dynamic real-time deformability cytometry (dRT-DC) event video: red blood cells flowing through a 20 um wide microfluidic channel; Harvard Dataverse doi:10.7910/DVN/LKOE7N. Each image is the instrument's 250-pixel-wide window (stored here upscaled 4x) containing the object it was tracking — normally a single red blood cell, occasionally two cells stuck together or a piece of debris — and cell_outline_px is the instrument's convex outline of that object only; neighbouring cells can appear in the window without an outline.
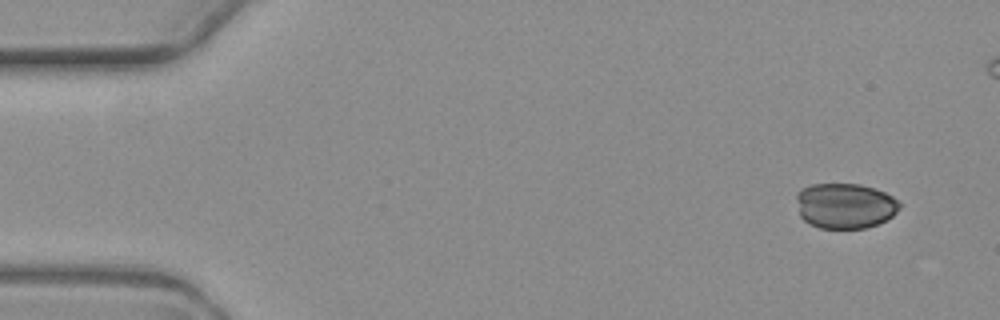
{"species": "common noctule bat (a hibernating species)", "species_latin": "Nyctalus noctula", "temperature_condition": "warm", "stored_images_in_passage": 3, "camera_frame_rate_fps": 3000, "um_per_image_px": 0.085, "animal": {"sex": "female", "body_mass_g": 19.3, "forearm_length_mm": 54.1}, "frame": {"image": 1, "passage_image": 3, "time_ms": 2.333, "image_size_px": [1000, 320], "cell_outline_px": [[900, 208], [892, 216], [876, 224], [864, 228], [820, 228], [808, 224], [800, 216], [796, 200], [796, 196], [804, 188], [812, 184], [860, 184], [884, 192], [892, 196], [900, 204]], "centroid_in_image_um": [71.8, 17.5], "position_along_channel_um": 13.2, "area_um2": 27.05}}